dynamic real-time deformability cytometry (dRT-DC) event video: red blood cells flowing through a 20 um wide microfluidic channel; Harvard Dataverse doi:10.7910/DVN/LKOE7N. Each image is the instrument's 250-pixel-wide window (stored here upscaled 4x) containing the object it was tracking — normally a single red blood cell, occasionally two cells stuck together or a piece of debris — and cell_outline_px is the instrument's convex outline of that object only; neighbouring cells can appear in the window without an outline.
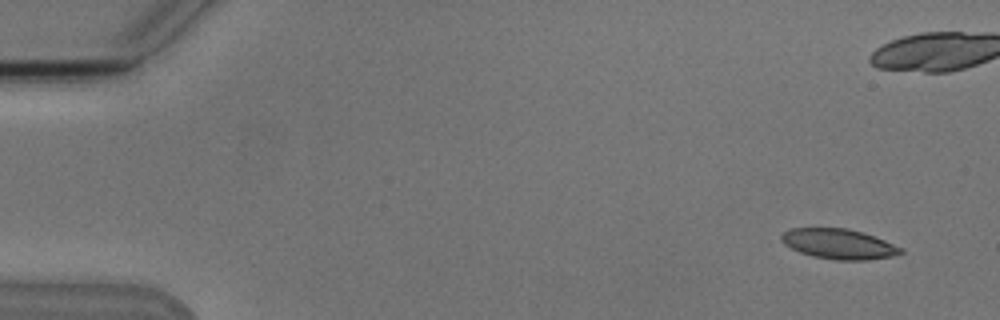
{"species": "Egyptian fruit bat (a non-hibernating species)", "species_latin": "Rousettus aegyptiacus", "temperature_condition": "cold", "stored_images_in_passage": 8, "camera_frame_rate_fps": 3000, "um_per_image_px": 0.085, "animal": {"sex": "male"}, "frame": {"image": 1, "passage_image": 1, "time_ms": 0.0, "image_size_px": [1000, 320], "cell_outline_px": [[904, 252], [892, 256], [864, 260], [836, 260], [812, 256], [800, 252], [784, 244], [780, 240], [780, 236], [784, 232], [792, 228], [848, 228], [864, 232], [904, 248]], "centroid_in_image_um": [71.3, 20.73], "position_along_channel_um": 13.7, "area_um2": 20.98}}
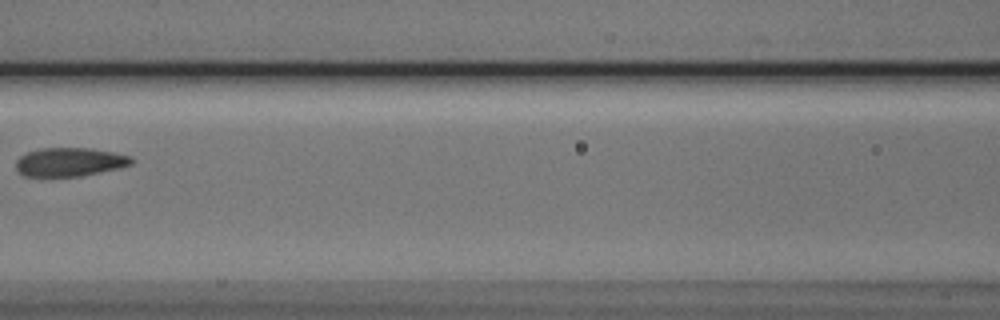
{"frame": {"image": 2, "passage_image": 8, "time_ms": 9.0, "image_size_px": [1000, 320], "cell_outline_px": [[132, 164], [120, 168], [80, 176], [24, 176], [16, 168], [16, 160], [20, 156], [28, 152], [40, 148], [92, 148], [132, 156]], "centroid_in_image_um": [5.93, 13.76], "position_along_channel_um": 160.7, "area_um2": 19.25}}